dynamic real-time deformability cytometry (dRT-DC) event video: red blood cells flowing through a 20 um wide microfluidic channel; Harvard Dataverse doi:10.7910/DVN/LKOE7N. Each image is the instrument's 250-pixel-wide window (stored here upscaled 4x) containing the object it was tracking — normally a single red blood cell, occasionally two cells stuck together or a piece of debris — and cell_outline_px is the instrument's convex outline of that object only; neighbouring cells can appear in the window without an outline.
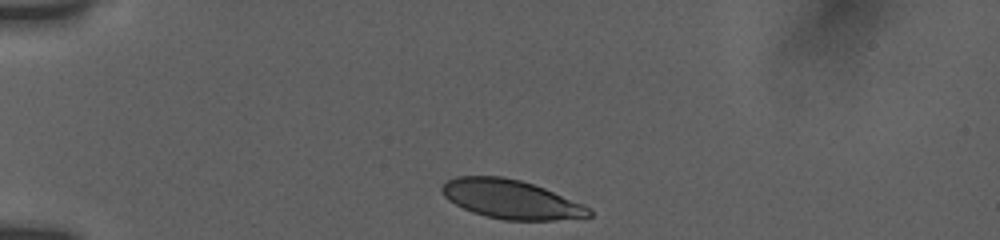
{"species": "human", "species_latin": "Homo sapiens", "temperature_condition": "room temperature", "stored_images_in_passage": 14, "camera_frame_rate_fps": 3000, "um_per_image_px": 0.085, "donor": {"sex": "female"}, "frame": {"image": 1, "passage_image": 1, "time_ms": 0.0, "image_size_px": [1000, 240], "cell_outline_px": [[592, 216], [556, 220], [504, 220], [484, 216], [472, 212], [448, 200], [444, 196], [440, 188], [448, 180], [456, 176], [504, 176], [520, 180], [544, 188], [584, 204], [592, 212]], "centroid_in_image_um": [43.42, 16.94], "position_along_channel_um": 41.6, "area_um2": 33.29}}
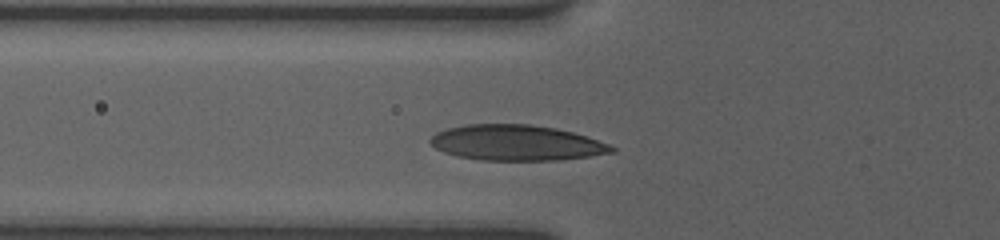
{"frame": {"image": 2, "passage_image": 12, "time_ms": 2.333, "image_size_px": [1000, 240], "cell_outline_px": [[616, 152], [560, 160], [480, 160], [456, 156], [444, 152], [436, 148], [428, 140], [436, 132], [448, 128], [464, 124], [528, 124], [556, 128], [572, 132], [608, 144], [616, 148]], "centroid_in_image_um": [43.86, 12.14], "position_along_channel_um": 81.9, "area_um2": 37.45}}